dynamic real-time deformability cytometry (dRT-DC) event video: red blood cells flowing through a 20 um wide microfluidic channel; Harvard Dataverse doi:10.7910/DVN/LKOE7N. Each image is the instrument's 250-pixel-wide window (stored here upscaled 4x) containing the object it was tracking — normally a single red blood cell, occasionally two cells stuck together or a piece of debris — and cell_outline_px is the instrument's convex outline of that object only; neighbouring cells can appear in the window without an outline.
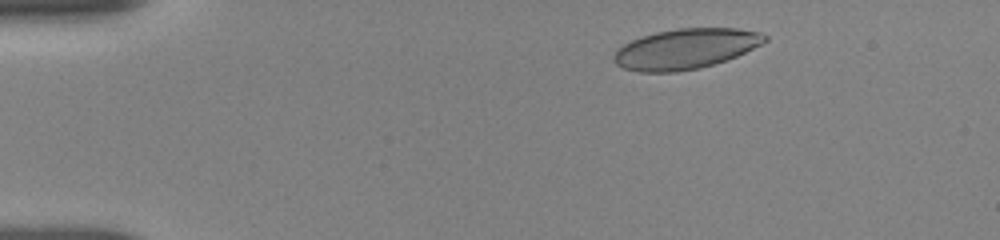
{"species": "human", "species_latin": "Homo sapiens", "temperature_condition": "room temperature", "stored_images_in_passage": 18, "camera_frame_rate_fps": 3000, "um_per_image_px": 0.085, "donor": {"sex": "female"}, "frame": {"image": 1, "passage_image": 3, "time_ms": 1.0, "image_size_px": [1000, 240], "cell_outline_px": [[768, 40], [736, 56], [700, 68], [676, 72], [640, 72], [624, 68], [616, 64], [612, 60], [612, 56], [624, 44], [632, 40], [656, 32], [676, 28], [736, 28], [760, 32], [768, 36]], "centroid_in_image_um": [58.26, 4.15], "position_along_channel_um": 26.7, "area_um2": 35.14}}
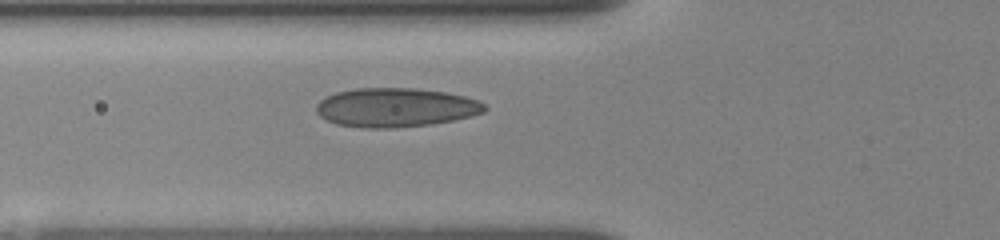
{"frame": {"image": 2, "passage_image": 12, "time_ms": 4.667, "image_size_px": [1000, 240], "cell_outline_px": [[488, 108], [484, 112], [472, 116], [452, 120], [428, 124], [392, 128], [364, 128], [336, 124], [320, 116], [316, 112], [316, 104], [320, 100], [336, 92], [356, 88], [416, 88], [444, 92], [464, 96], [476, 100], [484, 104]], "centroid_in_image_um": [33.61, 9.13], "position_along_channel_um": 92.2, "area_um2": 38.15}}
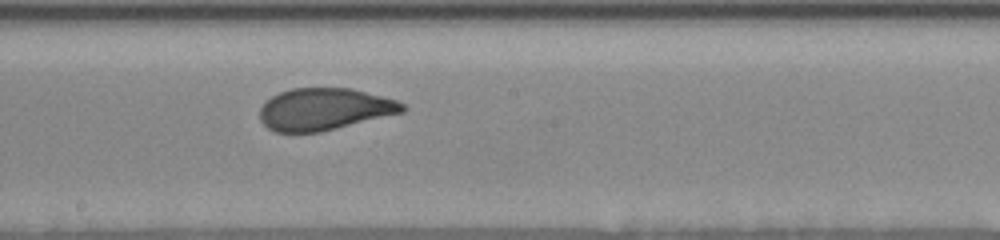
{"frame": {"image": 3, "passage_image": 18, "time_ms": 8.0, "image_size_px": [1000, 240], "cell_outline_px": [[408, 108], [404, 112], [320, 132], [276, 132], [268, 128], [260, 120], [260, 108], [272, 96], [280, 92], [292, 88], [352, 88], [396, 100], [404, 104]], "centroid_in_image_um": [27.58, 9.28], "position_along_channel_um": 220.6, "area_um2": 34.8}}